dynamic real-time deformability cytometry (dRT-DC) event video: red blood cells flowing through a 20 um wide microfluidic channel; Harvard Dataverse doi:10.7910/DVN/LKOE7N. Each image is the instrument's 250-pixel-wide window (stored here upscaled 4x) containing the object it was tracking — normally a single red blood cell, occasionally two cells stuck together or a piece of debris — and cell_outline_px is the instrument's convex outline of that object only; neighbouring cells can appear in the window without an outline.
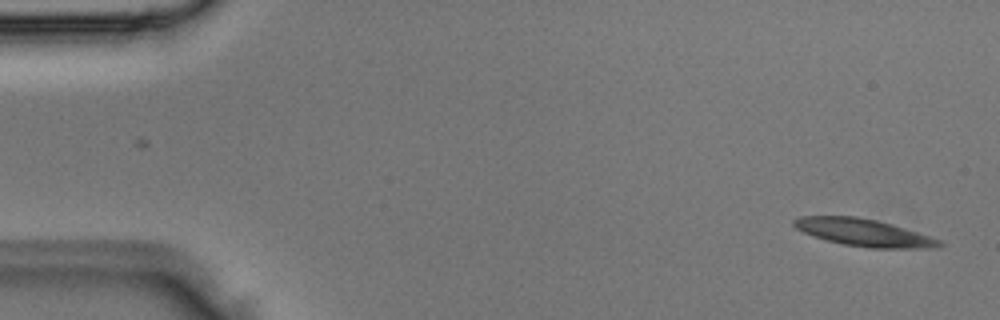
{"species": "Egyptian fruit bat (a non-hibernating species)", "species_latin": "Rousettus aegyptiacus", "temperature_condition": "room temperature", "stored_images_in_passage": 2, "camera_frame_rate_fps": 3000, "um_per_image_px": 0.085, "animal": {"sex": "male"}, "frame": {"image": 1, "passage_image": 2, "time_ms": 0.333, "image_size_px": [1000, 320], "cell_outline_px": [[944, 244], [936, 248], [872, 248], [844, 244], [828, 240], [804, 232], [796, 228], [792, 224], [792, 220], [800, 216], [856, 216], [876, 220], [892, 224], [940, 240]], "centroid_in_image_um": [73.41, 19.76], "position_along_channel_um": 11.6, "area_um2": 22.77}}